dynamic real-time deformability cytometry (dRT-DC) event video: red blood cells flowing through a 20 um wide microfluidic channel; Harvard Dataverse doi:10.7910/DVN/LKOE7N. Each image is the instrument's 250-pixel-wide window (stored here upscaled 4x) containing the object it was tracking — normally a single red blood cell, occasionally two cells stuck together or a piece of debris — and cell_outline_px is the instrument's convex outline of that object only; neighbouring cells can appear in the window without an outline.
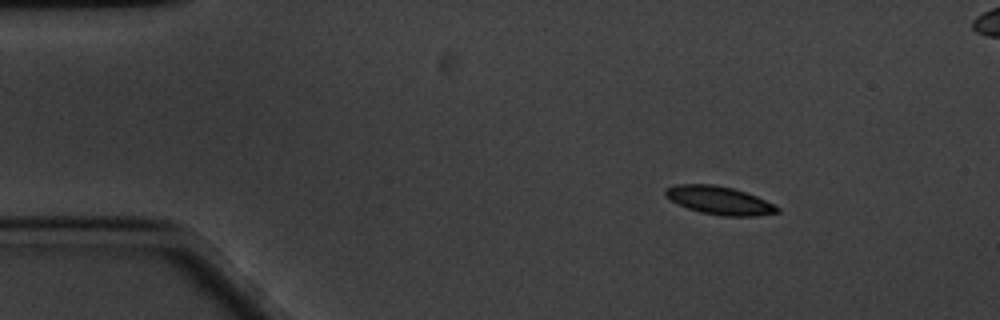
{"species": "common noctule bat (a hibernating species)", "species_latin": "Nyctalus noctula", "temperature_condition": "cold", "stored_images_in_passage": 11, "camera_frame_rate_fps": 3000, "um_per_image_px": 0.085, "animal": {"sex": "male", "body_mass_g": 20.1, "forearm_length_mm": 53.5}, "frame": {"image": 1, "passage_image": 1, "time_ms": 0.0, "image_size_px": [1000, 320], "cell_outline_px": [[780, 212], [756, 216], [724, 216], [700, 212], [676, 204], [664, 196], [664, 188], [676, 184], [712, 184], [732, 188], [756, 196], [780, 208]], "centroid_in_image_um": [61.08, 17.03], "position_along_channel_um": 23.9, "area_um2": 18.38}}